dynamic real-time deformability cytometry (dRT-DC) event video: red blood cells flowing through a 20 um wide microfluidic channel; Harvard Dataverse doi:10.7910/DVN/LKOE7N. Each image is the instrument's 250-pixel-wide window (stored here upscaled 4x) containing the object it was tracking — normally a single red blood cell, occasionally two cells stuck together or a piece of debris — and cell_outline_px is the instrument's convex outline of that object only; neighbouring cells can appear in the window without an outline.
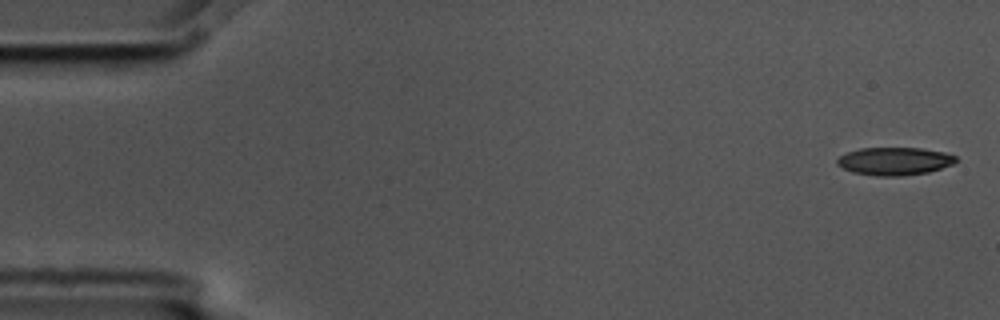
{"species": "common noctule bat (a hibernating species)", "species_latin": "Nyctalus noctula", "temperature_condition": "cold", "stored_images_in_passage": 5, "camera_frame_rate_fps": 3000, "um_per_image_px": 0.085, "animal": {"sex": "male", "body_mass_g": 17.5, "forearm_length_mm": 52.3}, "frame": {"image": 1, "passage_image": 1, "time_ms": 0.0, "image_size_px": [1000, 320], "cell_outline_px": [[956, 160], [952, 164], [928, 172], [900, 176], [876, 176], [852, 172], [836, 164], [836, 160], [840, 156], [848, 152], [860, 148], [920, 148], [944, 152], [956, 156]], "centroid_in_image_um": [76.01, 13.7], "position_along_channel_um": 9.0, "area_um2": 19.13}}
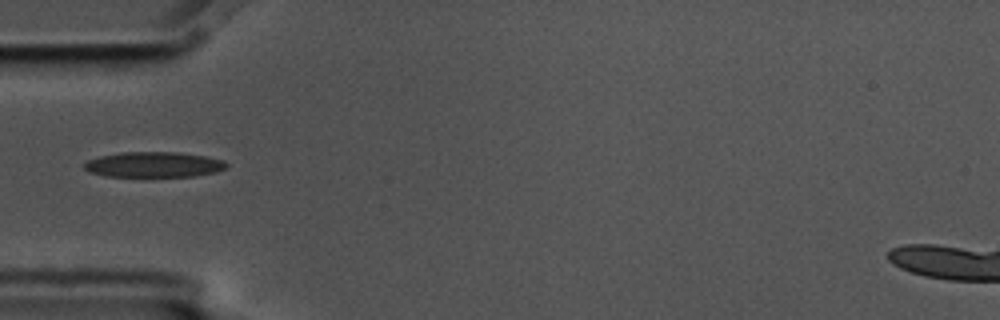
{"frame": {"image": 2, "passage_image": 5, "time_ms": 1.333, "image_size_px": [1000, 320], "cell_outline_px": [[228, 168], [216, 172], [192, 176], [104, 176], [88, 172], [84, 168], [84, 164], [88, 160], [100, 156], [120, 152], [180, 152], [204, 156], [224, 160], [228, 164]], "centroid_in_image_um": [13.08, 13.98], "position_along_channel_um": 71.9, "area_um2": 21.1}}